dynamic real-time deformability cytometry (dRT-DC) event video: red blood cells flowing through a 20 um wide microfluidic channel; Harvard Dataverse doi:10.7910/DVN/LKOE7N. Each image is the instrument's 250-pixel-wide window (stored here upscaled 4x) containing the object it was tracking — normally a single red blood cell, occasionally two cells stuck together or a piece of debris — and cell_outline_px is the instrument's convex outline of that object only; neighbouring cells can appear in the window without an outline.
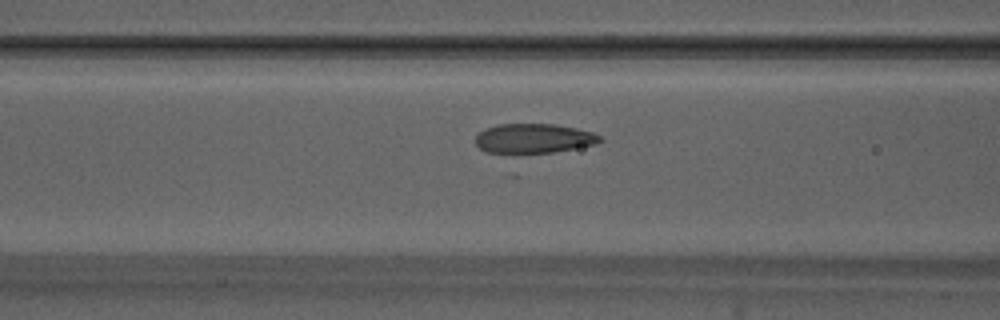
{"species": "Egyptian fruit bat (a non-hibernating species)", "species_latin": "Rousettus aegyptiacus", "temperature_condition": "warm", "stored_images_in_passage": 16, "camera_frame_rate_fps": 3000, "um_per_image_px": 0.085, "animal": {"sex": "male"}, "frame": {"image": 1, "passage_image": 14, "time_ms": 4.333, "image_size_px": [1000, 320], "cell_outline_px": [[604, 140], [596, 144], [552, 152], [484, 152], [476, 144], [476, 136], [484, 128], [500, 124], [556, 124], [576, 128], [592, 132], [600, 136]], "centroid_in_image_um": [45.37, 11.75], "position_along_channel_um": 121.2, "area_um2": 21.15}}